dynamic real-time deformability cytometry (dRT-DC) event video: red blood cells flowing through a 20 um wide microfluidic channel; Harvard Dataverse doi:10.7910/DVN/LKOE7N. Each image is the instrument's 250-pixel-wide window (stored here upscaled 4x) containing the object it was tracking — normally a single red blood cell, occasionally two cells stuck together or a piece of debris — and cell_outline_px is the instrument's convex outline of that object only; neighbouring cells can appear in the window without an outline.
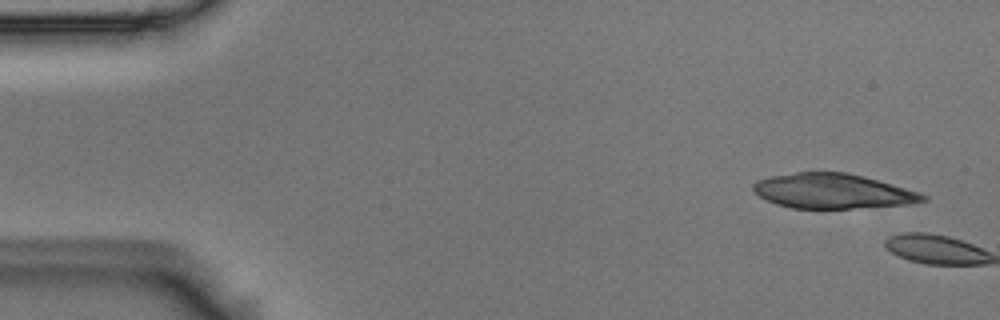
{"species": "Egyptian fruit bat (a non-hibernating species)", "species_latin": "Rousettus aegyptiacus", "temperature_condition": "room temperature", "stored_images_in_passage": 6, "camera_frame_rate_fps": 3000, "um_per_image_px": 0.085, "animal": {"sex": "male"}, "frame": {"image": 1, "passage_image": 1, "time_ms": 0.0, "image_size_px": [1000, 320], "cell_outline_px": [[928, 200], [908, 204], [848, 208], [792, 208], [776, 204], [760, 196], [752, 188], [752, 184], [756, 180], [772, 176], [796, 172], [844, 172], [864, 176], [920, 192], [928, 196]], "centroid_in_image_um": [70.79, 16.24], "position_along_channel_um": 14.2, "area_um2": 34.22}}
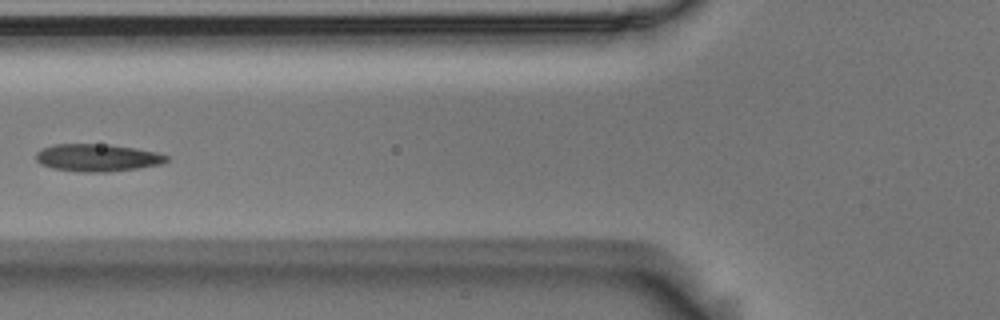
{"frame": {"image": 2, "passage_image": 5, "time_ms": 1.333, "image_size_px": [1000, 320], "cell_outline_px": [[168, 160], [160, 164], [136, 168], [108, 172], [80, 172], [52, 168], [40, 164], [36, 160], [36, 152], [40, 148], [52, 144], [108, 144], [136, 148], [156, 152], [168, 156]], "centroid_in_image_um": [8.22, 13.4], "position_along_channel_um": 117.6, "area_um2": 20.98}}
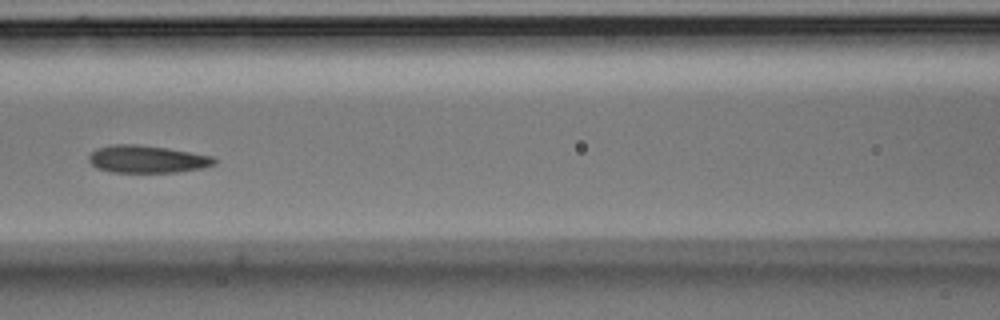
{"frame": {"image": 3, "passage_image": 6, "time_ms": 1.667, "image_size_px": [1000, 320], "cell_outline_px": [[216, 164], [204, 168], [176, 172], [112, 172], [96, 168], [88, 160], [88, 156], [96, 148], [108, 144], [136, 144], [168, 148], [212, 156], [216, 160]], "centroid_in_image_um": [12.48, 13.52], "position_along_channel_um": 154.1, "area_um2": 20.23}}